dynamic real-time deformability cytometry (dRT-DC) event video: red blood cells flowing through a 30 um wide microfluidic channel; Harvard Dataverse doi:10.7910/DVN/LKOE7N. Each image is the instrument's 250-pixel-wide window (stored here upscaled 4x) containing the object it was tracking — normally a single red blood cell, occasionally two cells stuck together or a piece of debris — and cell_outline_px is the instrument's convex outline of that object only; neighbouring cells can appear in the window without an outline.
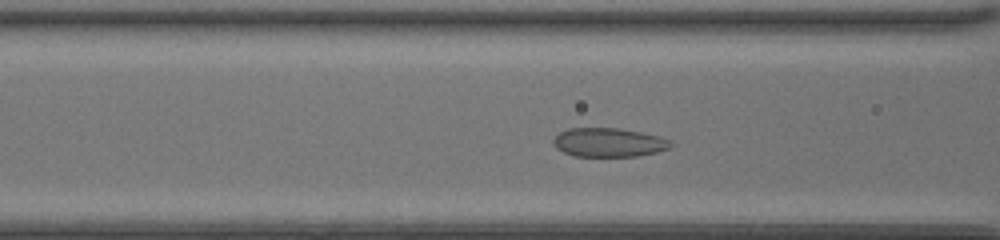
{"species": "common noctule bat (a hibernating species)", "species_latin": "Nyctalus noctula", "temperature_condition": "room temperature", "stored_images_in_passage": 41, "camera_frame_rate_fps": 3000, "um_per_image_px": 0.085, "animal": {"sex": "female", "body_mass_g": 20.0, "forearm_length_mm": 54.0}, "frame": {"image": 1, "passage_image": 13, "time_ms": 4.0, "image_size_px": [1000, 240], "cell_outline_px": [[676, 144], [668, 148], [656, 152], [636, 156], [572, 156], [556, 148], [552, 144], [552, 140], [560, 132], [568, 128], [620, 128], [660, 136]], "centroid_in_image_um": [51.73, 12.1], "position_along_channel_um": 114.9, "area_um2": 19.83}}
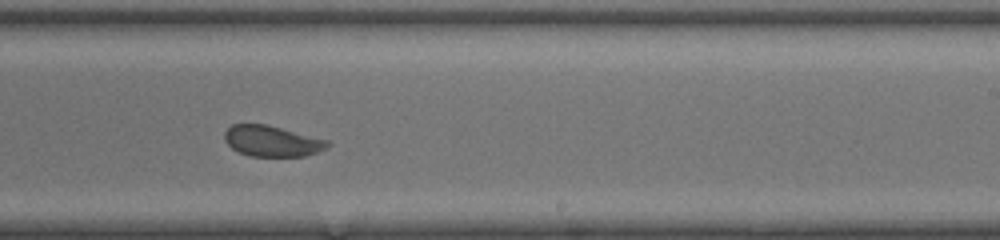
{"frame": {"image": 2, "passage_image": 24, "time_ms": 7.667, "image_size_px": [1000, 240], "cell_outline_px": [[332, 144], [328, 148], [304, 156], [248, 156], [232, 148], [224, 140], [224, 132], [232, 124], [264, 124], [328, 140]], "centroid_in_image_um": [23.11, 12.0], "position_along_channel_um": 265.9, "area_um2": 18.38}}
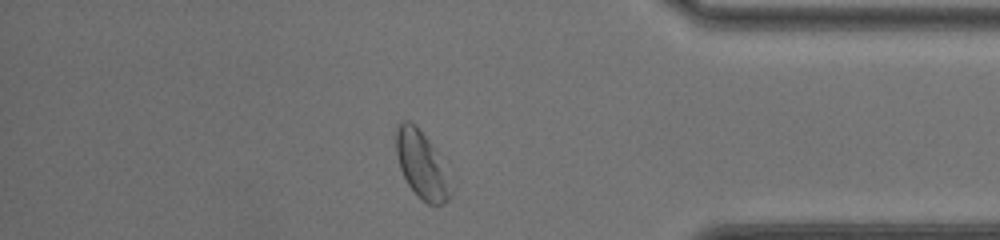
{"frame": {"image": 3, "passage_image": 35, "time_ms": 11.333, "image_size_px": [1000, 240], "cell_outline_px": [[452, 196], [444, 204], [428, 204], [420, 200], [416, 196], [408, 184], [400, 168], [396, 152], [396, 124], [404, 120], [408, 120], [416, 124], [428, 140], [432, 148]], "centroid_in_image_um": [35.73, 14.0], "position_along_channel_um": 399.5, "area_um2": 20.29}, "authors_computed_cell_mechanics": {"area_um2": 19.8254, "velocity_mm_per_s": 4.13, "shape_relaxation_time_tau1_ms": 9.6909, "shape_relaxation_time_tau2_ms": 0.7491, "deformation_change_tau1": 0.1752, "deformation_change_tau2": 0.0609}}